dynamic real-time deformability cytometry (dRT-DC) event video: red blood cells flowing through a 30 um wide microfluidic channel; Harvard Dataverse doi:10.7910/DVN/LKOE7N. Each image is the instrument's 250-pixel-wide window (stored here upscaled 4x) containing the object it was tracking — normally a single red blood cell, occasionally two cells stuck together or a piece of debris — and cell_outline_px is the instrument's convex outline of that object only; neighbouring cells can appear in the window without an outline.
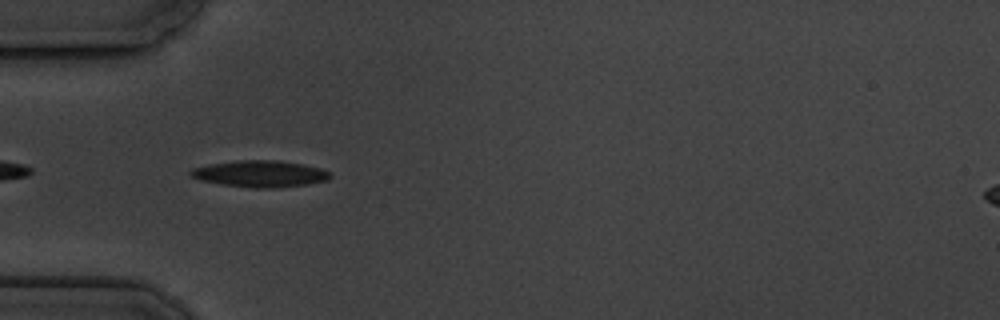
{"species": "common noctule bat (a hibernating species)", "species_latin": "Nyctalus noctula", "temperature_condition": "cold", "stored_images_in_passage": 6, "camera_frame_rate_fps": 3000, "um_per_image_px": 0.085, "animal": {"sex": "male", "body_mass_g": 19.5, "forearm_length_mm": 54.6}, "frame": {"image": 1, "passage_image": 5, "time_ms": 4.667, "image_size_px": [1000, 320], "cell_outline_px": [[332, 176], [328, 180], [308, 184], [272, 188], [252, 188], [224, 184], [200, 180], [192, 176], [188, 172], [192, 168], [208, 164], [236, 160], [276, 160], [304, 164], [320, 168], [328, 172]], "centroid_in_image_um": [22.1, 14.76], "position_along_channel_um": 62.9, "area_um2": 21.56}}